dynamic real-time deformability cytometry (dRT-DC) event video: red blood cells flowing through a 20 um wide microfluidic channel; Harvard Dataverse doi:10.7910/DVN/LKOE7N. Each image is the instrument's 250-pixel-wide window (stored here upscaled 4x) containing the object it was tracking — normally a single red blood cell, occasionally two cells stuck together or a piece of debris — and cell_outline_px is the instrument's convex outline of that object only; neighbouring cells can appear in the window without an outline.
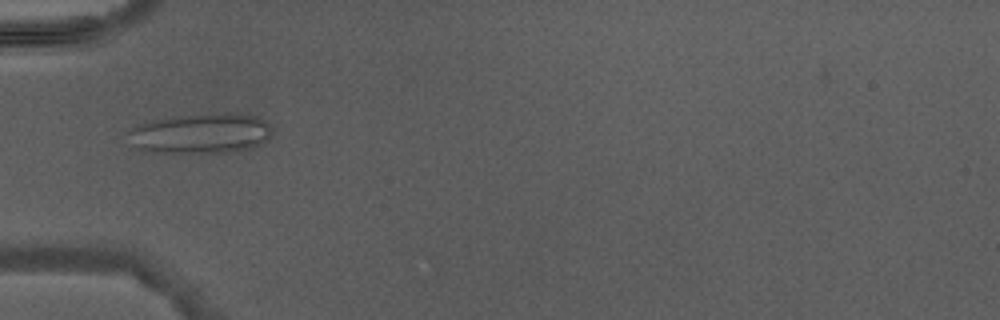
{"species": "Egyptian fruit bat (a non-hibernating species)", "species_latin": "Rousettus aegyptiacus", "temperature_condition": "warm", "stored_images_in_passage": 6, "camera_frame_rate_fps": 3000, "um_per_image_px": 0.085, "animal": {"sex": "male"}, "frame": {"image": 1, "passage_image": 5, "time_ms": 5.0, "image_size_px": [1000, 320], "cell_outline_px": [[272, 128], [268, 136], [260, 144], [248, 148], [224, 152], [144, 152], [140, 148], [128, 132], [132, 128], [140, 124], [156, 120], [180, 116], [224, 112], [240, 112], [256, 116], [264, 120]], "centroid_in_image_um": [17.14, 11.32], "position_along_channel_um": 67.9, "area_um2": 32.95}}